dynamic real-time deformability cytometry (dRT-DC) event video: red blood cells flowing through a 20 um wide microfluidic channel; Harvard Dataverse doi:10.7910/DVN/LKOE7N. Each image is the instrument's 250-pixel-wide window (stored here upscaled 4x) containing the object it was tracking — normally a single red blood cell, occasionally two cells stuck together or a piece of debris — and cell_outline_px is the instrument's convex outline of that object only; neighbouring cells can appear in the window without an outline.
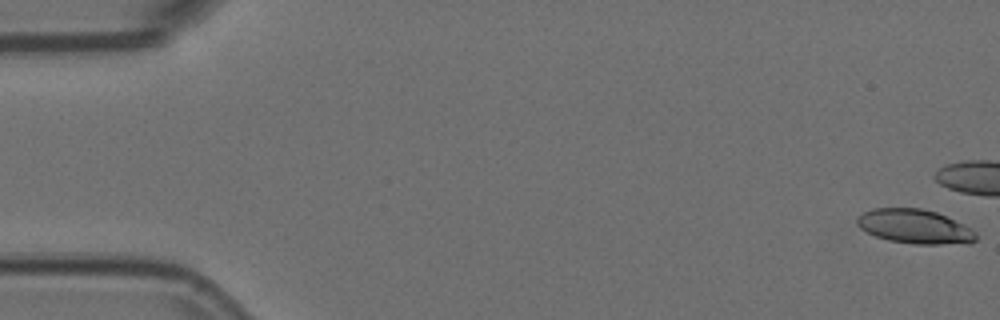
{"species": "Egyptian fruit bat (a non-hibernating species)", "species_latin": "Rousettus aegyptiacus", "temperature_condition": "room temperature", "stored_images_in_passage": 44, "camera_frame_rate_fps": 3000, "um_per_image_px": 0.085, "animal": {"sex": "female"}, "frame": {"image": 1, "passage_image": 1, "time_ms": 0.0, "image_size_px": [1000, 320], "cell_outline_px": [[976, 240], [968, 244], [912, 244], [888, 240], [876, 236], [860, 228], [856, 224], [856, 220], [864, 212], [872, 208], [920, 208], [936, 212], [976, 232]], "centroid_in_image_um": [77.73, 19.27], "position_along_channel_um": 7.3, "area_um2": 23.47}}
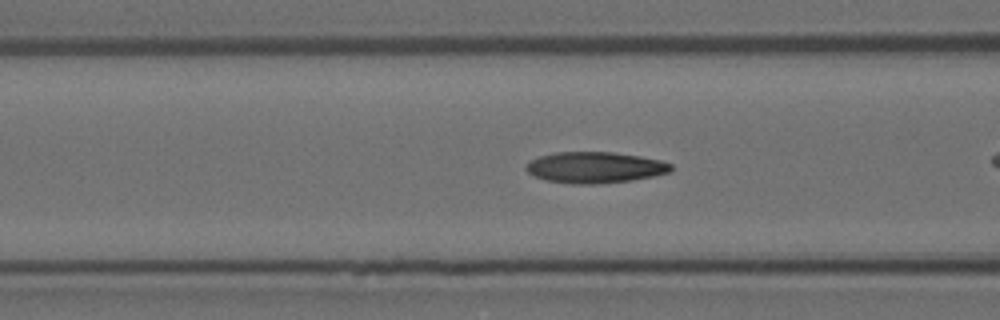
{"frame": {"image": 2, "passage_image": 22, "time_ms": 7.0, "image_size_px": [1000, 320], "cell_outline_px": [[672, 172], [632, 180], [596, 184], [572, 184], [544, 180], [528, 172], [524, 168], [532, 160], [540, 156], [556, 152], [612, 152], [640, 156], [660, 160], [672, 164]], "centroid_in_image_um": [50.59, 14.24], "position_along_channel_um": 116.0, "area_um2": 26.24}}
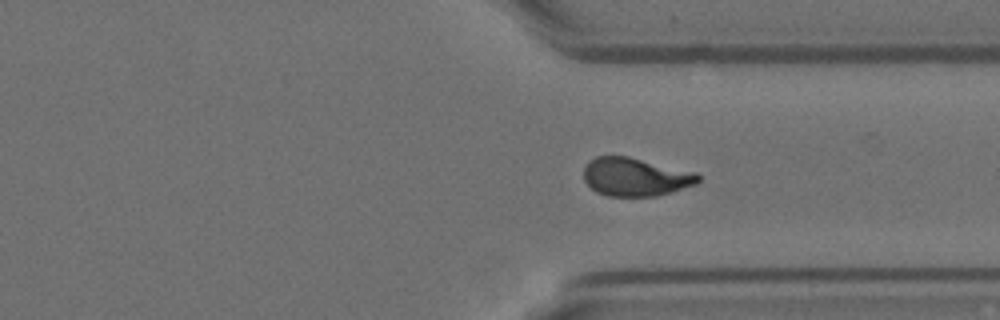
{"frame": {"image": 3, "passage_image": 42, "time_ms": 13.667, "image_size_px": [1000, 320], "cell_outline_px": [[700, 180], [696, 184], [672, 192], [656, 196], [608, 196], [596, 192], [584, 180], [584, 168], [588, 160], [596, 156], [628, 156], [696, 172], [700, 176]], "centroid_in_image_um": [54.01, 15.03], "position_along_channel_um": 357.4, "area_um2": 25.66}}